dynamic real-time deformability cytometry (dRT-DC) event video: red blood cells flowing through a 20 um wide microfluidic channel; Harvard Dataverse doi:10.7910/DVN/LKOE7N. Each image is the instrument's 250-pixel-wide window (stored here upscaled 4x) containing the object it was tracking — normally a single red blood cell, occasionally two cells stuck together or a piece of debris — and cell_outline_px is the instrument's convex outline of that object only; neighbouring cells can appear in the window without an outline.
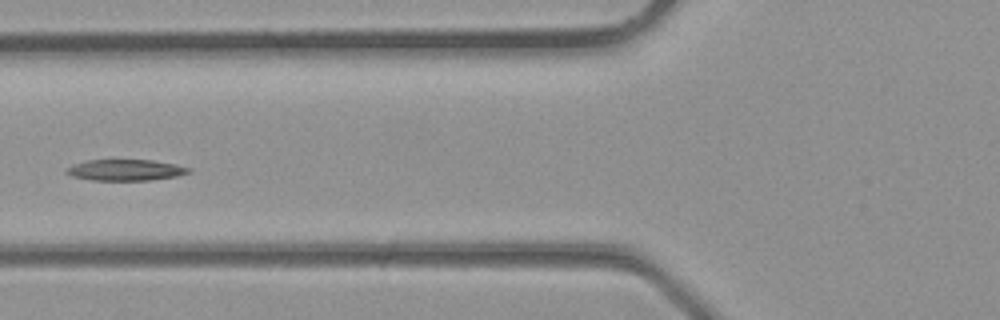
{"species": "common noctule bat (a hibernating species)", "species_latin": "Nyctalus noctula", "temperature_condition": "room temperature", "stored_images_in_passage": 4, "camera_frame_rate_fps": 3000, "um_per_image_px": 0.085, "animal": {"sex": "male", "body_mass_g": 23.1, "forearm_length_mm": 52.7}, "frame": {"image": 1, "passage_image": 4, "time_ms": 1.0, "image_size_px": [1000, 320], "cell_outline_px": [[192, 172], [176, 176], [152, 180], [92, 180], [72, 176], [64, 172], [64, 168], [88, 160], [152, 160], [176, 164], [192, 168]], "centroid_in_image_um": [10.7, 14.45], "position_along_channel_um": 115.1, "area_um2": 15.09}}